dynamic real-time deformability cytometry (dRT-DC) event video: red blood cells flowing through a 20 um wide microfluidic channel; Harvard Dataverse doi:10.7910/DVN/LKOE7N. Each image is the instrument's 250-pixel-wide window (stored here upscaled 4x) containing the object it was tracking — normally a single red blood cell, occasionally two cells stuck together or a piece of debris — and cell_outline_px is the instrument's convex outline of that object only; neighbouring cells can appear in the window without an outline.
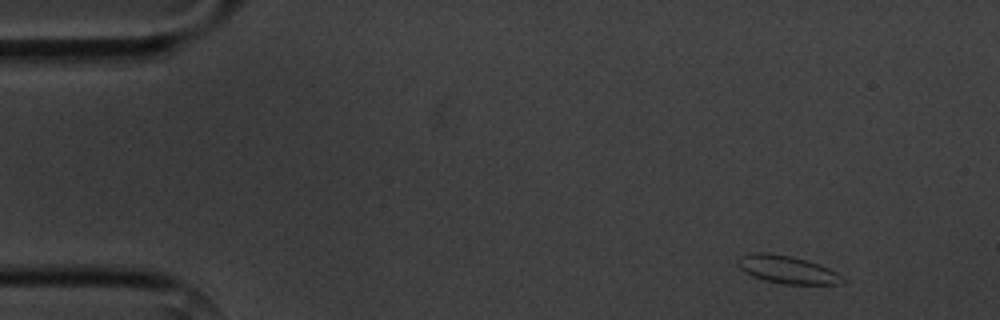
{"species": "common noctule bat (a hibernating species)", "species_latin": "Nyctalus noctula", "temperature_condition": "cold", "stored_images_in_passage": 4, "camera_frame_rate_fps": 3000, "um_per_image_px": 0.085, "animal": {"sex": "male", "body_mass_g": 20.1, "forearm_length_mm": 53.5}, "frame": {"image": 1, "passage_image": 1, "time_ms": 0.0, "image_size_px": [1000, 320], "cell_outline_px": [[844, 280], [840, 284], [780, 284], [764, 280], [752, 276], [744, 272], [736, 264], [736, 260], [740, 256], [756, 252], [768, 252], [792, 256], [828, 268], [844, 276]], "centroid_in_image_um": [66.86, 22.91], "position_along_channel_um": 18.1, "area_um2": 16.99}}
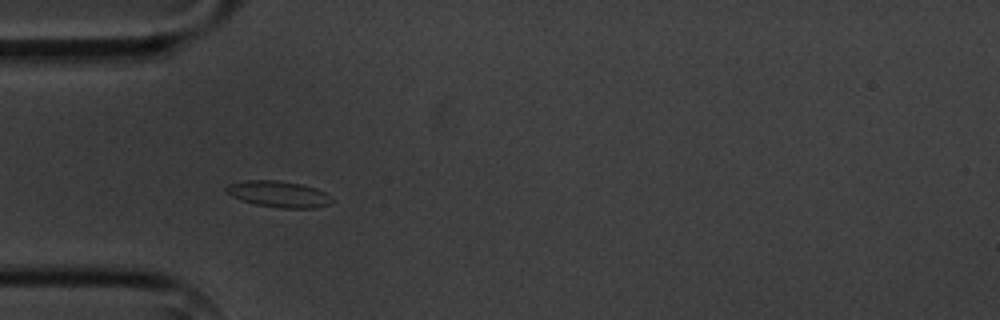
{"frame": {"image": 2, "passage_image": 4, "time_ms": 3.667, "image_size_px": [1000, 320], "cell_outline_px": [[336, 200], [332, 204], [316, 208], [280, 208], [256, 204], [240, 200], [224, 192], [224, 188], [228, 184], [244, 180], [280, 180], [300, 184], [316, 188], [332, 196]], "centroid_in_image_um": [23.71, 16.5], "position_along_channel_um": 61.3, "area_um2": 16.53}}